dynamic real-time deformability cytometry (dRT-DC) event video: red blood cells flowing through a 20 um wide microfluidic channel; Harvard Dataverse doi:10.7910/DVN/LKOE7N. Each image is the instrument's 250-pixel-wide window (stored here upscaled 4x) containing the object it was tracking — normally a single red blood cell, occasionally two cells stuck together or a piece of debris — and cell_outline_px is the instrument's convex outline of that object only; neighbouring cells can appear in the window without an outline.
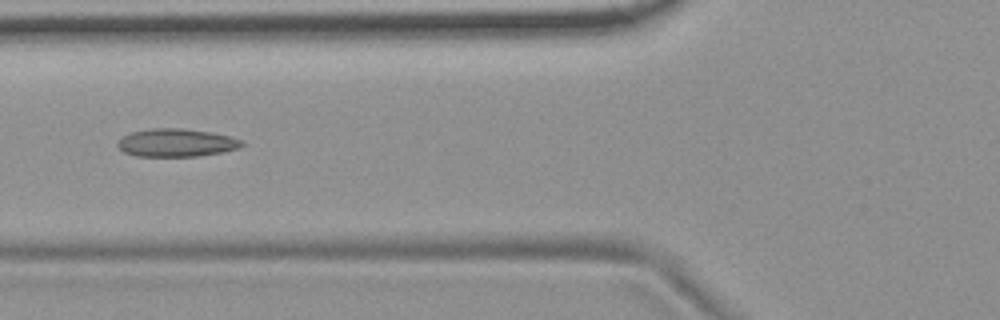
{"species": "common noctule bat (a hibernating species)", "species_latin": "Nyctalus noctula", "temperature_condition": "room temperature", "stored_images_in_passage": 6, "camera_frame_rate_fps": 3000, "um_per_image_px": 0.085, "animal": {"sex": "female", "body_mass_g": 19.9}, "frame": {"image": 1, "passage_image": 5, "time_ms": 1.333, "image_size_px": [1000, 320], "cell_outline_px": [[244, 144], [240, 148], [224, 152], [196, 156], [136, 156], [124, 152], [116, 144], [124, 136], [132, 132], [152, 128], [184, 128], [212, 132], [228, 136], [240, 140]], "centroid_in_image_um": [15.01, 12.13], "position_along_channel_um": 110.8, "area_um2": 20.17}}
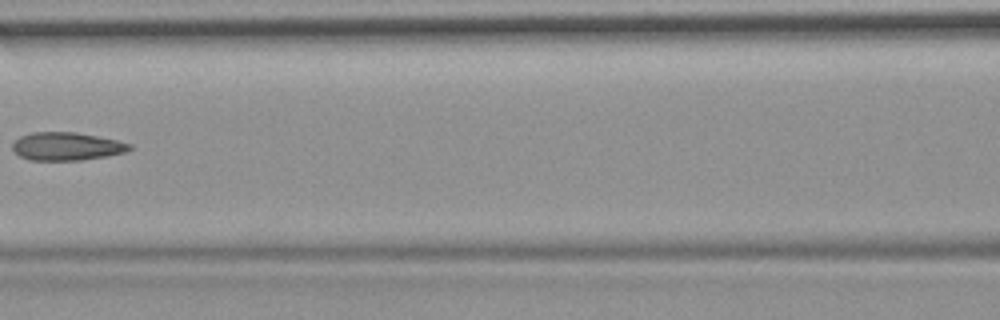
{"frame": {"image": 2, "passage_image": 6, "time_ms": 1.667, "image_size_px": [1000, 320], "cell_outline_px": [[132, 148], [124, 152], [108, 156], [80, 160], [28, 160], [20, 156], [12, 148], [12, 144], [20, 136], [36, 132], [76, 132], [116, 140], [132, 144]], "centroid_in_image_um": [5.67, 12.44], "position_along_channel_um": 160.9, "area_um2": 19.02}}